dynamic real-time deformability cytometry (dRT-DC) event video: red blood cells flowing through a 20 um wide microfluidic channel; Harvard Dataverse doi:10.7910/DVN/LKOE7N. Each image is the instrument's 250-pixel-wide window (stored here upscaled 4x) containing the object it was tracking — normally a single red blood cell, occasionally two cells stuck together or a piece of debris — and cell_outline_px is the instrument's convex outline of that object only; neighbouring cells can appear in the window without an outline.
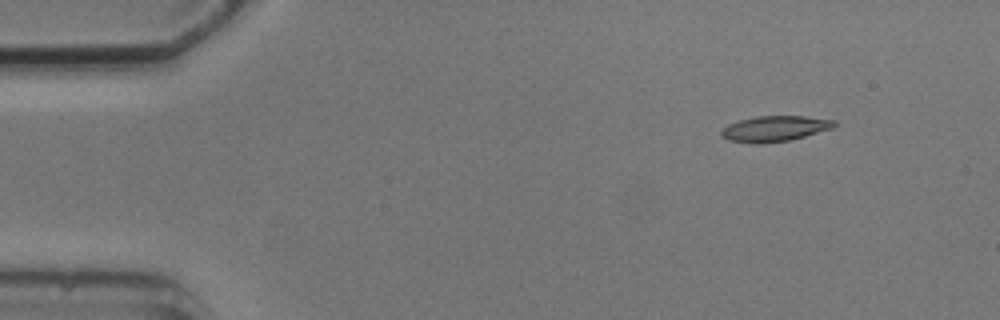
{"species": "common noctule bat (a hibernating species)", "species_latin": "Nyctalus noctula", "temperature_condition": "cold", "stored_images_in_passage": 5, "camera_frame_rate_fps": 3000, "um_per_image_px": 0.085, "animal": {"sex": "male", "body_mass_g": 20.5, "forearm_length_mm": 52.5}, "frame": {"image": 1, "passage_image": 2, "time_ms": 1.333, "image_size_px": [1000, 320], "cell_outline_px": [[836, 124], [832, 128], [804, 136], [788, 140], [764, 144], [756, 144], [728, 140], [720, 136], [720, 132], [728, 124], [740, 120], [756, 116], [804, 116], [836, 120]], "centroid_in_image_um": [65.82, 10.94], "position_along_channel_um": 19.2, "area_um2": 16.82}}